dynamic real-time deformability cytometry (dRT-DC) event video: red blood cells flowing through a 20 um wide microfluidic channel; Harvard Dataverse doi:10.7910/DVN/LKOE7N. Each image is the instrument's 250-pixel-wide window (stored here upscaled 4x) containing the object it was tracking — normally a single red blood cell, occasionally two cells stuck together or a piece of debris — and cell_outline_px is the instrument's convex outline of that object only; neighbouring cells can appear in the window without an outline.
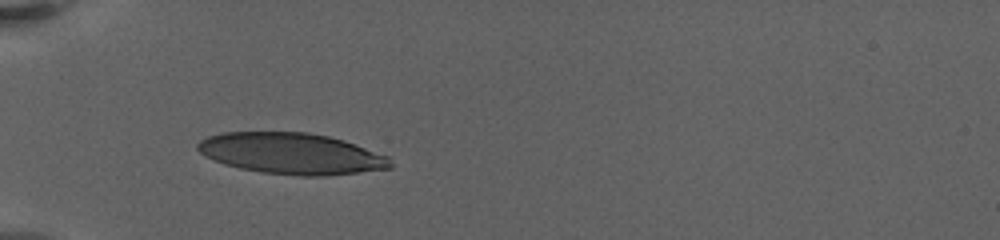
{"species": "human", "species_latin": "Homo sapiens", "temperature_condition": "warm", "stored_images_in_passage": 11, "camera_frame_rate_fps": 3000, "um_per_image_px": 0.085, "donor": {"sex": "female"}, "frame": {"image": 1, "passage_image": 1, "time_ms": 0.0, "image_size_px": [1000, 240], "cell_outline_px": [[392, 168], [324, 176], [300, 176], [260, 172], [240, 168], [224, 164], [204, 156], [196, 148], [196, 144], [200, 140], [208, 136], [224, 132], [308, 132], [328, 136], [344, 140], [388, 156], [392, 160]], "centroid_in_image_um": [24.76, 13.05], "position_along_channel_um": 60.2, "area_um2": 46.36}}
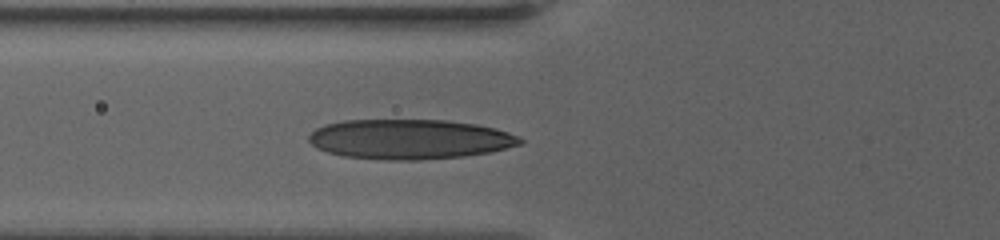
{"frame": {"image": 2, "passage_image": 9, "time_ms": 1.333, "image_size_px": [1000, 240], "cell_outline_px": [[524, 140], [520, 144], [488, 152], [464, 156], [420, 160], [384, 160], [344, 156], [328, 152], [316, 148], [308, 140], [308, 136], [316, 128], [324, 124], [344, 120], [444, 120], [476, 124], [496, 128], [520, 136]], "centroid_in_image_um": [34.8, 11.83], "position_along_channel_um": 91.0, "area_um2": 49.13}}